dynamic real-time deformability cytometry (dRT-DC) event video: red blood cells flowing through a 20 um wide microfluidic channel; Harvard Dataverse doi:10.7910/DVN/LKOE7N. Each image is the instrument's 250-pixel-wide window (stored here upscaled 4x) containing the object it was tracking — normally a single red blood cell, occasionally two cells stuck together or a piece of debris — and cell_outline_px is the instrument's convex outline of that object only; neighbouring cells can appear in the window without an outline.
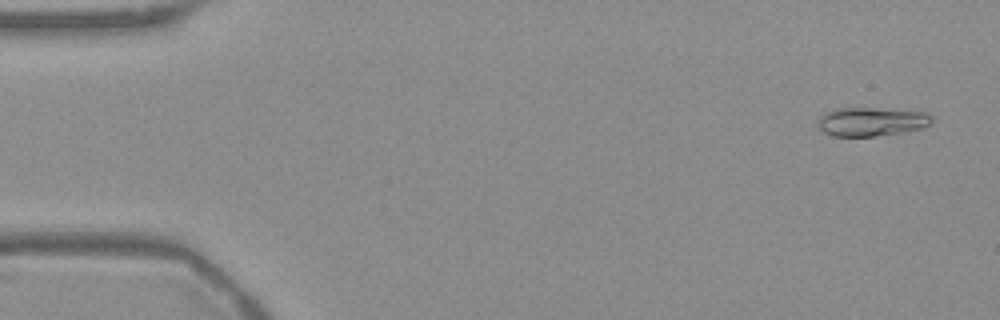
{"species": "Egyptian fruit bat (a non-hibernating species)", "species_latin": "Rousettus aegyptiacus", "temperature_condition": "warm", "stored_images_in_passage": 52, "camera_frame_rate_fps": 3000, "um_per_image_px": 0.085, "frame": {"image": 1, "passage_image": 1, "time_ms": 0.0, "image_size_px": [1000, 320], "cell_outline_px": [[932, 124], [924, 128], [904, 132], [876, 136], [832, 136], [824, 132], [816, 124], [820, 116], [824, 112], [836, 108], [872, 108], [924, 112], [932, 116]], "centroid_in_image_um": [74.06, 10.35], "position_along_channel_um": 10.9, "area_um2": 19.25}}
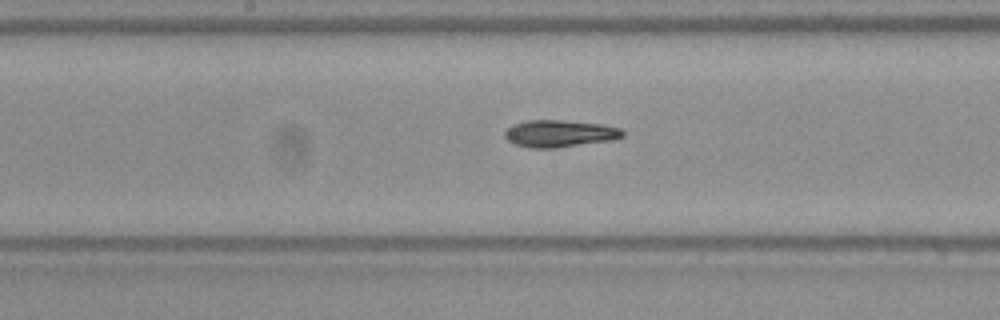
{"frame": {"image": 2, "passage_image": 26, "time_ms": 8.333, "image_size_px": [1000, 320], "cell_outline_px": [[624, 136], [612, 140], [556, 148], [532, 148], [516, 144], [508, 140], [504, 136], [504, 132], [512, 124], [528, 120], [560, 120], [600, 124], [620, 128], [624, 132]], "centroid_in_image_um": [47.56, 11.35], "position_along_channel_um": 200.6, "area_um2": 18.5}}
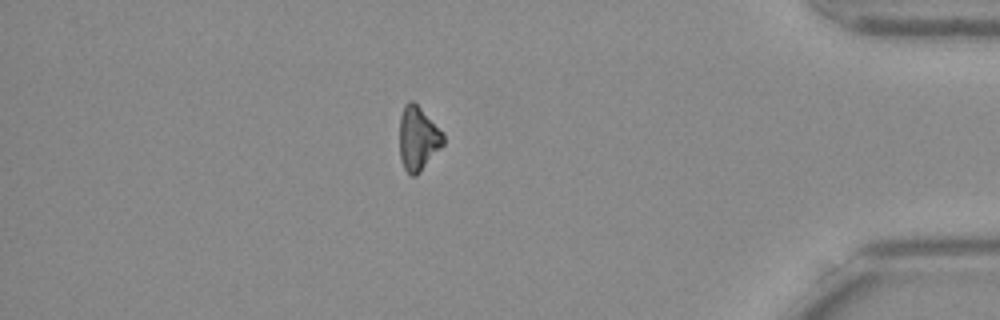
{"frame": {"image": 3, "passage_image": 45, "time_ms": 14.667, "image_size_px": [1000, 320], "cell_outline_px": [[444, 144], [420, 172], [416, 176], [412, 176], [404, 168], [400, 160], [400, 116], [404, 104], [408, 100], [412, 100], [444, 132]], "centroid_in_image_um": [35.53, 11.76], "position_along_channel_um": 399.7, "area_um2": 16.36}, "authors_computed_cell_mechanics": {"area_um2": 18.1781, "velocity_mm_per_s": 3.7624, "shape_relaxation_time_tau1_ms": 6.5806, "shape_relaxation_time_tau2_ms": null, "deformation_change_tau1": 0.1782, "deformation_change_tau2": null}}